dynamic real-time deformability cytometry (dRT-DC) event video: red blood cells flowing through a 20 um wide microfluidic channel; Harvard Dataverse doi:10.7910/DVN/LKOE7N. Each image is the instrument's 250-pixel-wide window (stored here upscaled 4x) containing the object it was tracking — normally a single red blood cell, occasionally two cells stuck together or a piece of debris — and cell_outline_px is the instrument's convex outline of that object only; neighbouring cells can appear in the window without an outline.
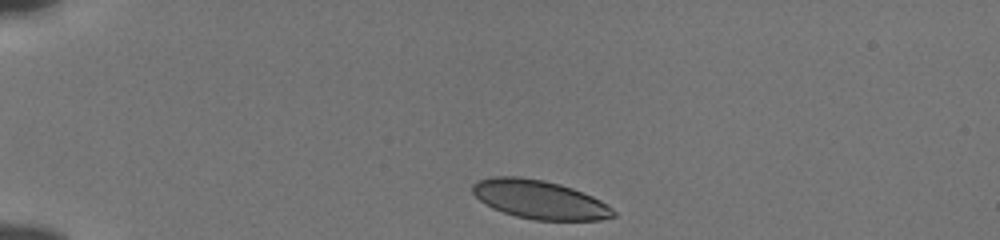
{"species": "human", "species_latin": "Homo sapiens", "temperature_condition": "cold", "stored_images_in_passage": 37, "camera_frame_rate_fps": 3000, "um_per_image_px": 0.085, "donor": {"sex": "male"}, "frame": {"image": 1, "passage_image": 1, "time_ms": 0.0, "image_size_px": [1000, 240], "cell_outline_px": [[616, 216], [600, 220], [532, 220], [516, 216], [492, 208], [484, 204], [472, 192], [472, 184], [480, 180], [492, 176], [520, 176], [544, 180], [560, 184], [572, 188], [592, 196], [600, 200], [612, 208], [616, 212]], "centroid_in_image_um": [45.85, 16.96], "position_along_channel_um": 39.1, "area_um2": 31.79}}
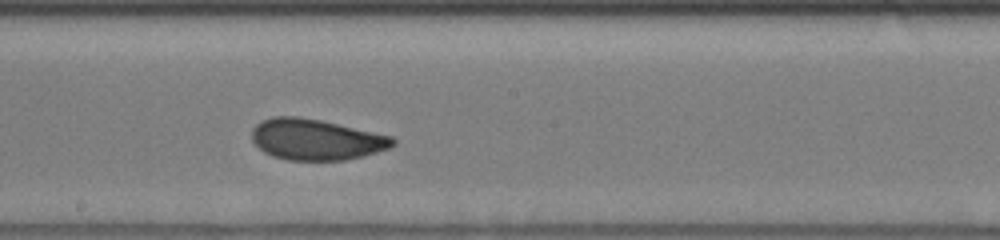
{"frame": {"image": 2, "passage_image": 20, "time_ms": 6.333, "image_size_px": [1000, 240], "cell_outline_px": [[396, 144], [388, 148], [364, 156], [344, 160], [288, 160], [272, 156], [264, 152], [252, 140], [252, 128], [260, 120], [272, 116], [296, 116], [320, 120], [392, 136], [396, 140]], "centroid_in_image_um": [26.84, 11.85], "position_along_channel_um": 221.4, "area_um2": 33.64}}
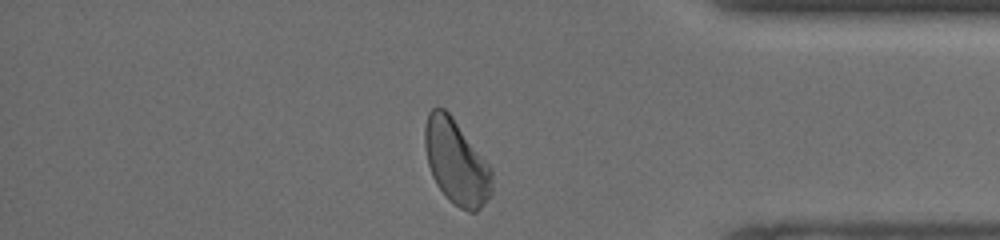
{"frame": {"image": 3, "passage_image": 35, "time_ms": 11.333, "image_size_px": [1000, 240], "cell_outline_px": [[492, 196], [476, 212], [468, 212], [460, 208], [448, 200], [436, 184], [432, 176], [428, 164], [424, 144], [424, 124], [428, 112], [432, 108], [444, 108], [452, 116], [492, 168]], "centroid_in_image_um": [38.78, 13.79], "position_along_channel_um": 396.4, "area_um2": 33.41}, "authors_computed_cell_mechanics": {"area_um2": 33.524, "velocity_mm_per_s": 3.8179, "shape_relaxation_time_tau1_ms": 2.9307, "shape_relaxation_time_tau2_ms": 1.0411, "deformation_change_tau1": 0.1019, "deformation_change_tau2": 0.0515}}